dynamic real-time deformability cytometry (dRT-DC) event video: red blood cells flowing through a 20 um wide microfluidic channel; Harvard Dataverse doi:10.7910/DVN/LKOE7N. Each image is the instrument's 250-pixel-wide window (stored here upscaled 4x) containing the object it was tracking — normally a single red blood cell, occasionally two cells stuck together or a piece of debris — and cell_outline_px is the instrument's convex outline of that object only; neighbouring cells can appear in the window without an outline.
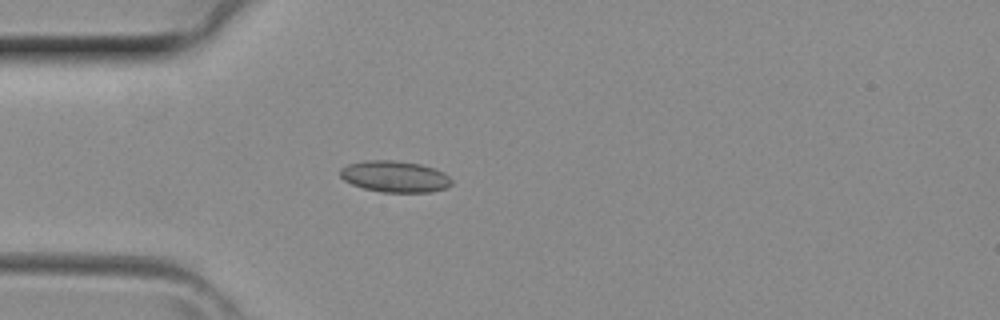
{"species": "common noctule bat (a hibernating species)", "species_latin": "Nyctalus noctula", "temperature_condition": "room temperature", "stored_images_in_passage": 2, "camera_frame_rate_fps": 3000, "um_per_image_px": 0.085, "animal": {"sex": "female", "body_mass_g": 29.2, "forearm_length_mm": 56.3}, "frame": {"image": 1, "passage_image": 2, "time_ms": 0.333, "image_size_px": [1000, 320], "cell_outline_px": [[452, 184], [448, 188], [432, 192], [384, 192], [364, 188], [352, 184], [344, 180], [340, 176], [340, 168], [348, 164], [364, 160], [392, 160], [420, 164], [436, 168], [444, 172], [452, 180]], "centroid_in_image_um": [33.59, 15.0], "position_along_channel_um": 51.4, "area_um2": 20.52}}